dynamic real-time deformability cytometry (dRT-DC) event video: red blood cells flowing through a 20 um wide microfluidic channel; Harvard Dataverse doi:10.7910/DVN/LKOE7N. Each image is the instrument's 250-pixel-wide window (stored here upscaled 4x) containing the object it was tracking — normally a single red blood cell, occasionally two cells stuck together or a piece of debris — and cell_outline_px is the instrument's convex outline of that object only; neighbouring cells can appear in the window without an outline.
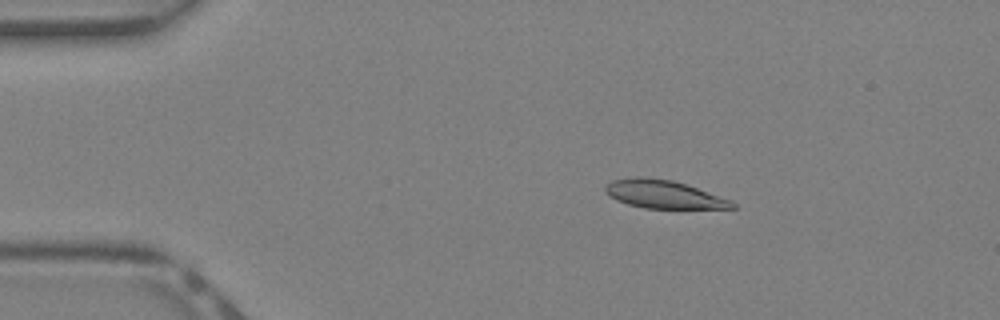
{"species": "Egyptian fruit bat (a non-hibernating species)", "species_latin": "Rousettus aegyptiacus", "temperature_condition": "warm", "stored_images_in_passage": 40, "camera_frame_rate_fps": 3000, "um_per_image_px": 0.085, "animal": {"sex": "female"}, "frame": {"image": 1, "passage_image": 7, "time_ms": 2.0, "image_size_px": [1000, 320], "cell_outline_px": [[736, 208], [644, 208], [628, 204], [616, 200], [608, 196], [604, 192], [604, 188], [612, 180], [640, 176], [672, 180], [732, 200], [736, 204]], "centroid_in_image_um": [56.37, 16.52], "position_along_channel_um": 28.6, "area_um2": 20.63}}
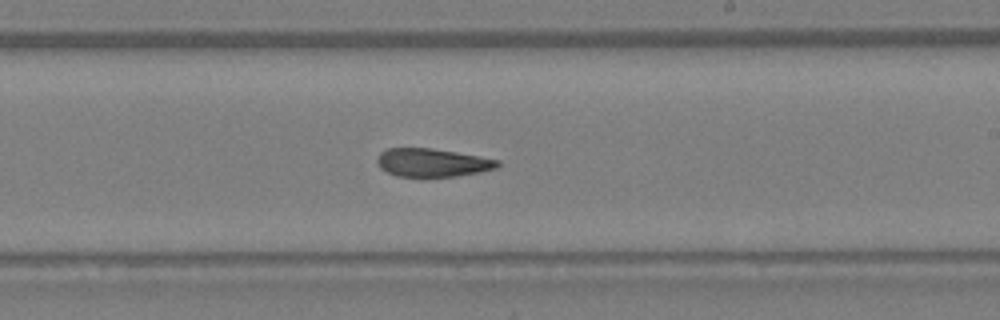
{"frame": {"image": 2, "passage_image": 24, "time_ms": 7.667, "image_size_px": [1000, 320], "cell_outline_px": [[500, 164], [496, 168], [480, 172], [456, 176], [396, 176], [380, 168], [376, 160], [380, 152], [388, 148], [432, 148], [456, 152], [500, 160]], "centroid_in_image_um": [36.74, 13.81], "position_along_channel_um": 252.3, "area_um2": 19.71}}
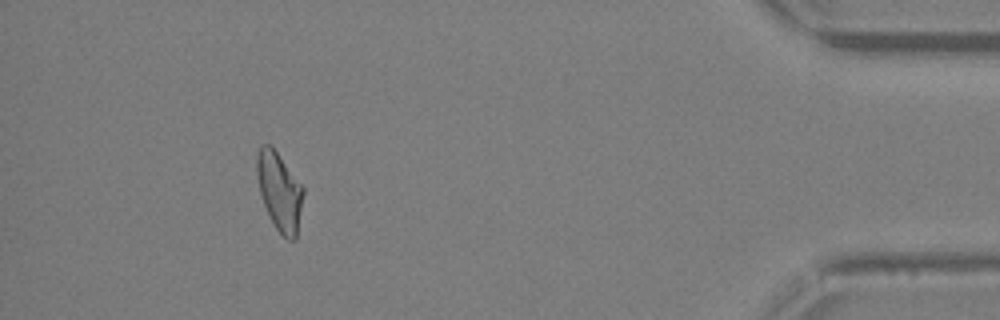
{"frame": {"image": 3, "passage_image": 37, "time_ms": 12.0, "image_size_px": [1000, 320], "cell_outline_px": [[304, 192], [296, 236], [292, 240], [288, 240], [276, 228], [264, 204], [260, 192], [256, 176], [256, 156], [260, 144], [268, 144], [276, 152], [304, 188]], "centroid_in_image_um": [23.73, 16.24], "position_along_channel_um": 411.5, "area_um2": 20.63}}